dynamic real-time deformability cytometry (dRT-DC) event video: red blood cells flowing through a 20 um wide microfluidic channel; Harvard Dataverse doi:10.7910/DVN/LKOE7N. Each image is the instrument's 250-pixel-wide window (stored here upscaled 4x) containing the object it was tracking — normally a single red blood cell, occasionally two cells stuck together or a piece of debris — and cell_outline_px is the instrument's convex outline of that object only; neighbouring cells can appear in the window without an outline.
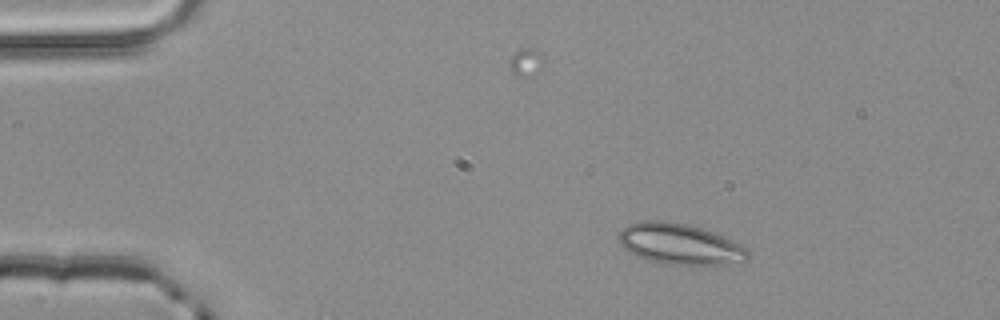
{"species": "common noctule bat (a hibernating species)", "species_latin": "Nyctalus noctula", "temperature_condition": "room temperature", "stored_images_in_passage": 2, "camera_frame_rate_fps": 3000, "um_per_image_px": 0.085, "animal": {"sex": "male", "body_mass_g": 20.4}, "frame": {"image": 1, "passage_image": 1, "time_ms": 0.0, "image_size_px": [1000, 320], "cell_outline_px": [[748, 260], [724, 264], [664, 264], [648, 260], [636, 256], [628, 252], [620, 244], [620, 232], [628, 224], [640, 220], [664, 220], [688, 224], [704, 228], [724, 236], [748, 248]], "centroid_in_image_um": [57.78, 20.72], "position_along_channel_um": 27.2, "area_um2": 30.87}}